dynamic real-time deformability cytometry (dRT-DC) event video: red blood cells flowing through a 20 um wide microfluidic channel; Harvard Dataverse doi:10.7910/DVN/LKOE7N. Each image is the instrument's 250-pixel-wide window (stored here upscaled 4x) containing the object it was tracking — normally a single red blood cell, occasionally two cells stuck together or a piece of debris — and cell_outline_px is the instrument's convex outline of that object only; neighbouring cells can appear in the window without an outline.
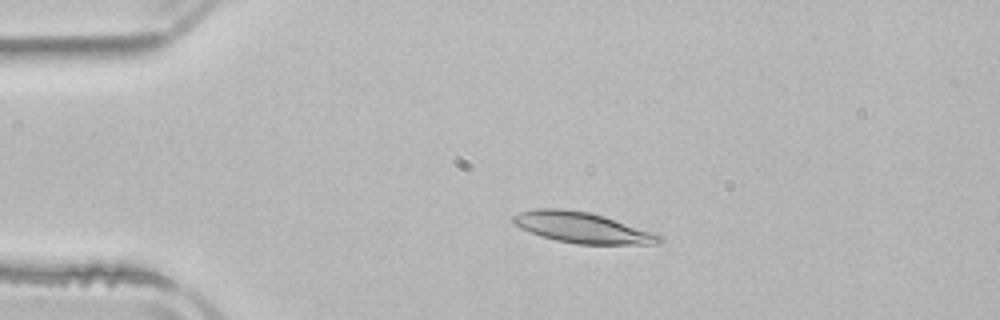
{"species": "common noctule bat (a hibernating species)", "species_latin": "Nyctalus noctula", "temperature_condition": "room temperature", "stored_images_in_passage": 2, "camera_frame_rate_fps": 3000, "um_per_image_px": 0.085, "animal": {"sex": "male", "body_mass_g": 21.5, "forearm_length_mm": 52.0}, "frame": {"image": 1, "passage_image": 2, "time_ms": 1.667, "image_size_px": [1000, 320], "cell_outline_px": [[664, 240], [656, 244], [576, 244], [556, 240], [540, 236], [520, 228], [512, 224], [512, 216], [520, 212], [536, 208], [560, 208], [588, 212], [604, 216], [664, 236]], "centroid_in_image_um": [49.46, 19.35], "position_along_channel_um": 35.5, "area_um2": 26.18}}